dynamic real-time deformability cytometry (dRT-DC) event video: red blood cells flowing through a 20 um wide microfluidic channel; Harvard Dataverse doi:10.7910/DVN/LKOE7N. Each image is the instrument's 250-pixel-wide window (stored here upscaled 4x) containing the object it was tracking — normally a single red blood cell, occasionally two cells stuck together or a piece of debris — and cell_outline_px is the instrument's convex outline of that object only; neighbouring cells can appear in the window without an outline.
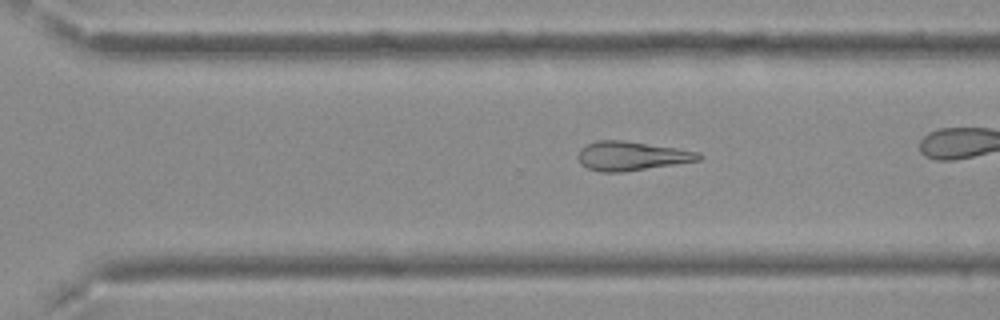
{"species": "Egyptian fruit bat (a non-hibernating species)", "species_latin": "Rousettus aegyptiacus", "temperature_condition": "cold", "stored_images_in_passage": 43, "camera_frame_rate_fps": 3000, "um_per_image_px": 0.085, "frame": {"image": 1, "passage_image": 37, "time_ms": 12.0, "image_size_px": [1000, 320], "cell_outline_px": [[704, 156], [700, 160], [620, 172], [600, 172], [588, 168], [580, 164], [576, 156], [580, 148], [596, 140], [620, 140], [676, 148], [700, 152]], "centroid_in_image_um": [53.64, 13.25], "position_along_channel_um": 317.0, "area_um2": 20.29}}
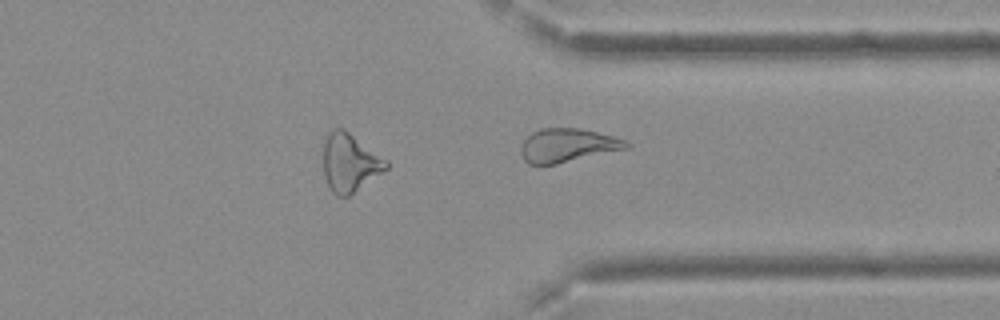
{"frame": {"image": 2, "passage_image": 43, "time_ms": 14.0, "image_size_px": [1000, 320], "cell_outline_px": [[632, 144], [628, 148], [556, 164], [528, 164], [524, 160], [520, 152], [520, 144], [532, 132], [540, 128], [576, 128], [596, 132], [628, 140]], "centroid_in_image_um": [48.23, 12.35], "position_along_channel_um": 363.2, "area_um2": 20.63}, "authors_computed_cell_mechanics": {"area_um2": 21.097, "velocity_mm_per_s": 3.7619, "shape_relaxation_time_tau1_ms": null, "shape_relaxation_time_tau2_ms": 4.8722, "deformation_change_tau1": null, "deformation_change_tau2": 0.1838}}